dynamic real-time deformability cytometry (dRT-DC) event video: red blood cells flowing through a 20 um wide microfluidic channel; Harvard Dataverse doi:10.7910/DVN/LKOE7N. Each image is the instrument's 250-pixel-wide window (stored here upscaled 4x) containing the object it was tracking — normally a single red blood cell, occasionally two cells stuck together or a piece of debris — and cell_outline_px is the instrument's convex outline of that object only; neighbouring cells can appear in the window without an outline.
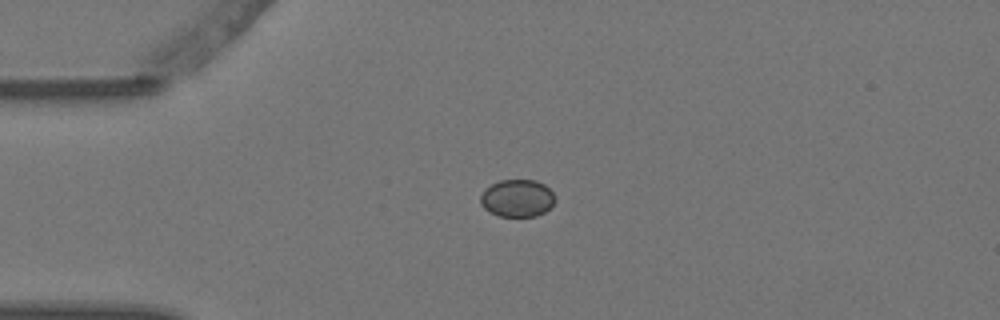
{"species": "Egyptian fruit bat (a non-hibernating species)", "species_latin": "Rousettus aegyptiacus", "temperature_condition": "warm", "stored_images_in_passage": 1, "camera_frame_rate_fps": 3000, "um_per_image_px": 0.085, "animal": {"sex": "female"}, "frame": {"image": 1, "passage_image": 1, "time_ms": 0.0, "image_size_px": [1000, 320], "cell_outline_px": [[556, 200], [544, 212], [536, 216], [500, 216], [488, 212], [480, 204], [480, 196], [484, 188], [500, 180], [536, 180], [544, 184], [552, 192]], "centroid_in_image_um": [43.93, 16.84], "position_along_channel_um": 41.1, "area_um2": 16.3}}